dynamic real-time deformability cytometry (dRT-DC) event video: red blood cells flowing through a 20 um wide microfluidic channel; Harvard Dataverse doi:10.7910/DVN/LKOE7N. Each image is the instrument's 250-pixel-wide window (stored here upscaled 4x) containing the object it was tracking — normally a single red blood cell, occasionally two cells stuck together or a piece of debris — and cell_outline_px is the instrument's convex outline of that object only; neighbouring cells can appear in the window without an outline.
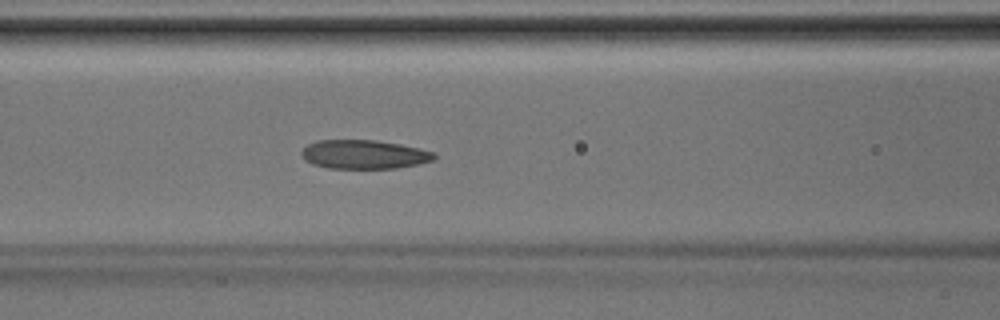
{"species": "Egyptian fruit bat (a non-hibernating species)", "species_latin": "Rousettus aegyptiacus", "temperature_condition": "room temperature", "stored_images_in_passage": 21, "camera_frame_rate_fps": 3000, "um_per_image_px": 0.085, "animal": {"sex": "male"}, "frame": {"image": 1, "passage_image": 14, "time_ms": 4.333, "image_size_px": [1000, 320], "cell_outline_px": [[436, 156], [432, 160], [416, 164], [396, 168], [328, 168], [312, 164], [304, 160], [300, 156], [300, 152], [308, 144], [316, 140], [376, 140], [400, 144], [420, 148], [436, 152]], "centroid_in_image_um": [30.91, 13.12], "position_along_channel_um": 135.7, "area_um2": 22.43}}
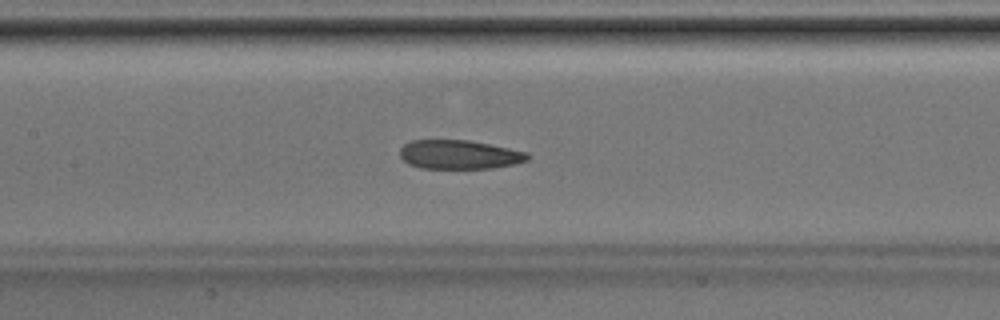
{"frame": {"image": 2, "passage_image": 16, "time_ms": 5.0, "image_size_px": [1000, 320], "cell_outline_px": [[528, 160], [516, 164], [492, 168], [420, 168], [408, 164], [400, 156], [400, 148], [404, 144], [412, 140], [468, 140], [528, 152]], "centroid_in_image_um": [39.02, 13.14], "position_along_channel_um": 168.4, "area_um2": 21.5}}